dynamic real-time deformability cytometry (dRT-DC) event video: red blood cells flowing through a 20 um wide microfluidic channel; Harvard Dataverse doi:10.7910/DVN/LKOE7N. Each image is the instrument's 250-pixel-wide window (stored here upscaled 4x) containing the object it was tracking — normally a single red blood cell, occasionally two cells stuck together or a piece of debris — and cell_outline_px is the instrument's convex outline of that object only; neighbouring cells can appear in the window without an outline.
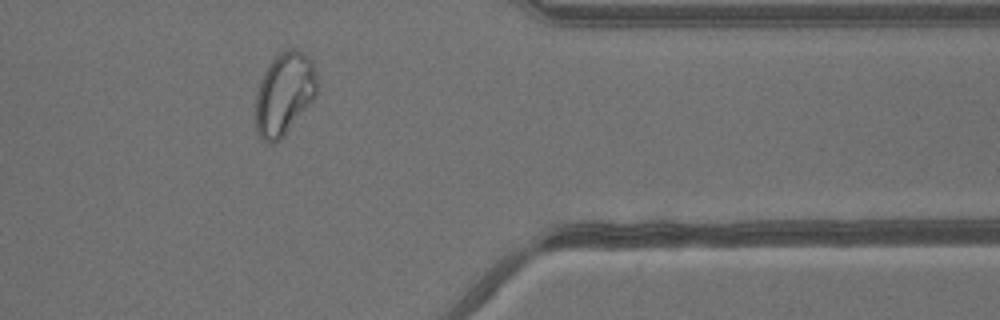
{"species": "common noctule bat (a hibernating species)", "species_latin": "Nyctalus noctula", "temperature_condition": "warm", "stored_images_in_passage": 34, "camera_frame_rate_fps": 3000, "um_per_image_px": 0.085, "animal": {"sex": "male", "body_mass_g": 13.3}, "frame": {"image": 1, "passage_image": 28, "time_ms": 9.0, "image_size_px": [1000, 320], "cell_outline_px": [[316, 96], [284, 136], [280, 140], [272, 144], [268, 144], [256, 132], [256, 92], [260, 80], [264, 72], [272, 60], [280, 52], [288, 48], [296, 48], [308, 56], [312, 60], [316, 76]], "centroid_in_image_um": [24.15, 7.97], "position_along_channel_um": 387.2, "area_um2": 29.59}}
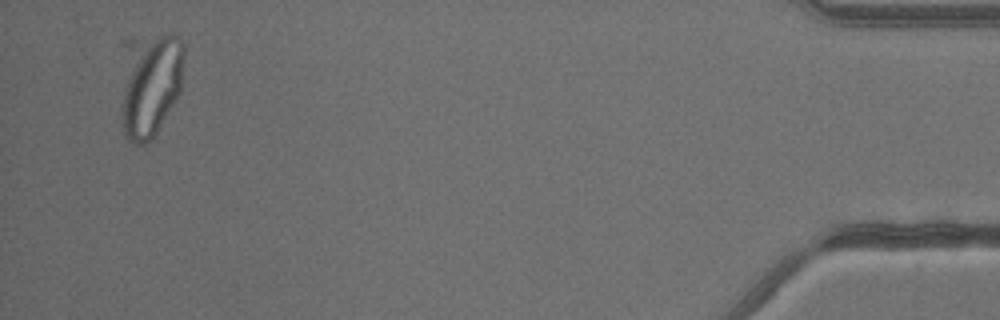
{"frame": {"image": 2, "passage_image": 34, "time_ms": 11.0, "image_size_px": [1000, 320], "cell_outline_px": [[184, 52], [180, 92], [152, 140], [144, 144], [132, 144], [124, 136], [120, 116], [120, 40], [132, 36], [172, 32], [184, 44]], "centroid_in_image_um": [12.63, 7.04], "position_along_channel_um": 422.6, "area_um2": 41.56}}